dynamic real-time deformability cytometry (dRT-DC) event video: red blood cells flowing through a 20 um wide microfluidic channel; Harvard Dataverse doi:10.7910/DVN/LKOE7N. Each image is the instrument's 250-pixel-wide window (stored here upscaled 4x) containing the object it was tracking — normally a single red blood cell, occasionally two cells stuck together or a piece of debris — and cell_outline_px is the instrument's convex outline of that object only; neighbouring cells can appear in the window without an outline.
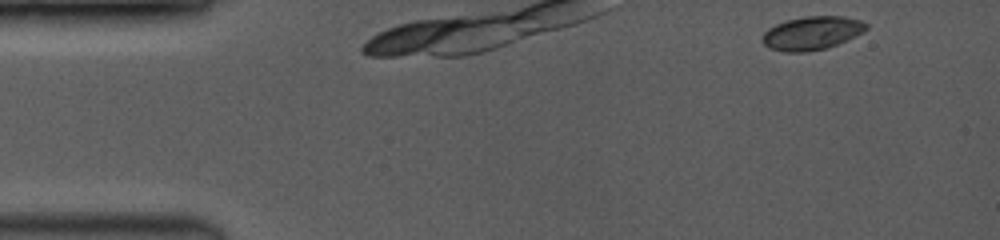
{"species": "common noctule bat (a hibernating species)", "species_latin": "Nyctalus noctula", "temperature_condition": "room temperature", "stored_images_in_passage": 5, "camera_frame_rate_fps": 3500, "um_per_image_px": 0.085, "animal": {"sex": "female", "body_mass_g": 19.0, "forearm_length_mm": 53.3}, "frame": {"image": 1, "passage_image": 1, "time_ms": 0.0, "image_size_px": [1000, 240], "cell_outline_px": [[868, 28], [864, 32], [836, 44], [824, 48], [804, 52], [784, 52], [768, 48], [760, 40], [760, 36], [768, 28], [776, 24], [788, 20], [808, 16], [844, 16], [860, 20], [868, 24]], "centroid_in_image_um": [68.98, 2.81], "position_along_channel_um": 16.0, "area_um2": 20.23}}